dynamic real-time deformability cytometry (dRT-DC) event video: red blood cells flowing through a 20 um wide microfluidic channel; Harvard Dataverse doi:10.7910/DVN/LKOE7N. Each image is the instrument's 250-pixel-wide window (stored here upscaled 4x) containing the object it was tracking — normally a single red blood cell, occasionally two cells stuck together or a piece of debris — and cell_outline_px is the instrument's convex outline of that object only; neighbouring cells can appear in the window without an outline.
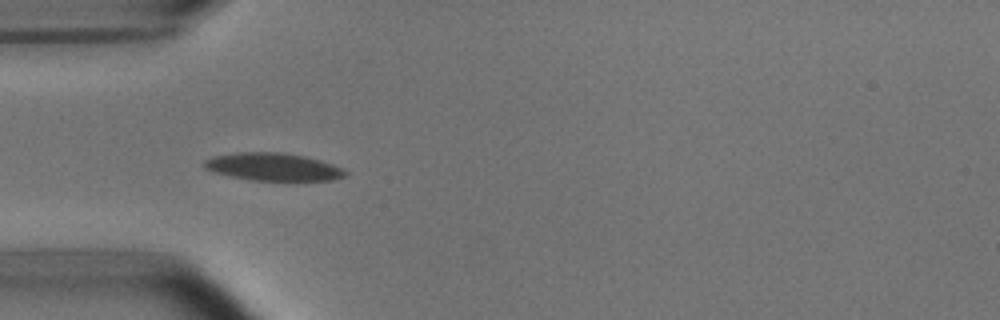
{"species": "common noctule bat (a hibernating species)", "species_latin": "Nyctalus noctula", "temperature_condition": "room temperature", "stored_images_in_passage": 4, "camera_frame_rate_fps": 3000, "um_per_image_px": 0.085, "animal": {"sex": "male", "body_mass_g": 15.6}, "frame": {"image": 1, "passage_image": 4, "time_ms": 3.333, "image_size_px": [1000, 320], "cell_outline_px": [[348, 172], [344, 176], [332, 180], [296, 184], [288, 184], [252, 180], [212, 172], [204, 168], [204, 160], [212, 156], [240, 152], [280, 152], [304, 156], [320, 160], [344, 168]], "centroid_in_image_um": [23.29, 14.24], "position_along_channel_um": 61.7, "area_um2": 23.93}}